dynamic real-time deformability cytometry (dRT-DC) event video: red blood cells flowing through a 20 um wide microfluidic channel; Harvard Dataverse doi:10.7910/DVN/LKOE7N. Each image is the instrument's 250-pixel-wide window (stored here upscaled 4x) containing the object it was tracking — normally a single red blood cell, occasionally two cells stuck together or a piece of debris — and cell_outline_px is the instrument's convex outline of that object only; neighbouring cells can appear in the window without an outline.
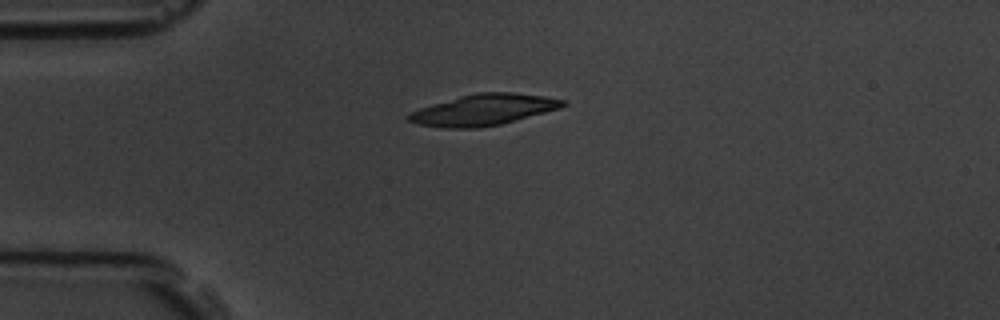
{"species": "common noctule bat (a hibernating species)", "species_latin": "Nyctalus noctula", "temperature_condition": "room temperature", "stored_images_in_passage": 11, "camera_frame_rate_fps": 3000, "um_per_image_px": 0.085, "animal": {"sex": "male", "body_mass_g": 19.5, "forearm_length_mm": 54.6}, "frame": {"image": 1, "passage_image": 4, "time_ms": 3.333, "image_size_px": [1000, 320], "cell_outline_px": [[568, 104], [560, 108], [516, 120], [500, 124], [476, 128], [440, 128], [420, 124], [408, 120], [404, 116], [408, 112], [432, 104], [460, 96], [476, 92], [512, 92], [544, 96], [564, 100]], "centroid_in_image_um": [41.07, 9.33], "position_along_channel_um": 43.9, "area_um2": 27.92}}
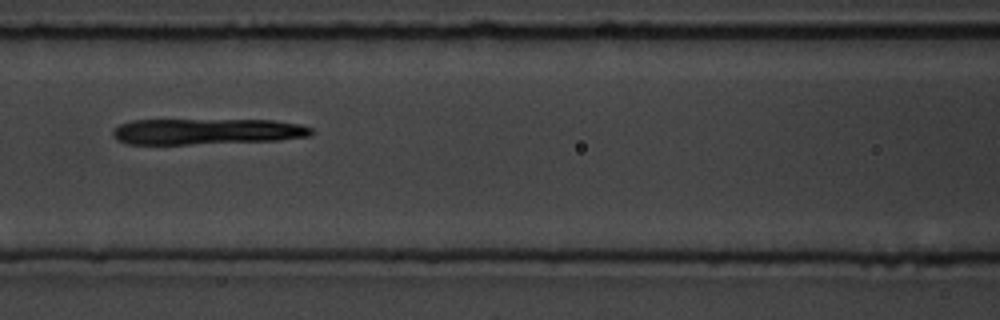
{"frame": {"image": 2, "passage_image": 7, "time_ms": 6.667, "image_size_px": [1000, 320], "cell_outline_px": [[312, 132], [308, 136], [276, 140], [188, 144], [124, 144], [116, 140], [112, 136], [112, 132], [120, 124], [132, 120], [272, 120], [300, 124], [312, 128]], "centroid_in_image_um": [17.51, 11.17], "position_along_channel_um": 149.1, "area_um2": 29.88}}